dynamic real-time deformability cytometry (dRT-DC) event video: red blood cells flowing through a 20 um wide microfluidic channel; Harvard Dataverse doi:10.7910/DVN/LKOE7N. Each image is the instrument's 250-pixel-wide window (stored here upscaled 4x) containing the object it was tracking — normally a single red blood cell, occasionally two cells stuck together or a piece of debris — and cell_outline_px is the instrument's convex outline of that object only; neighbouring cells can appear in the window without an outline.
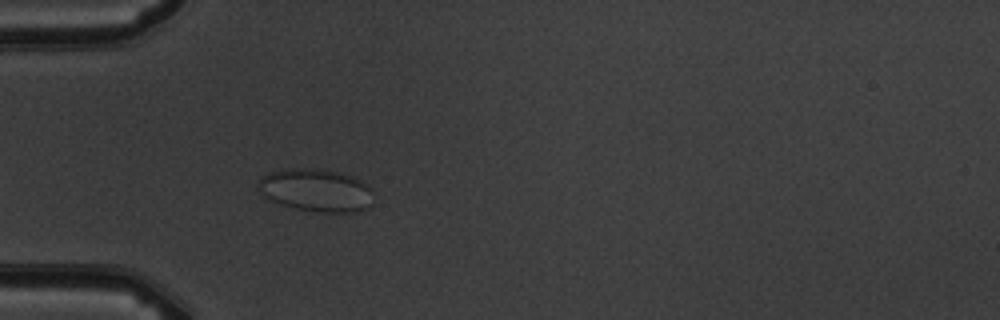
{"species": "common noctule bat (a hibernating species)", "species_latin": "Nyctalus noctula", "temperature_condition": "warm", "stored_images_in_passage": 5, "camera_frame_rate_fps": 3000, "um_per_image_px": 0.085, "animal": {"sex": "male", "body_mass_g": 19.5, "forearm_length_mm": 54.6}, "frame": {"image": 1, "passage_image": 5, "time_ms": 5.333, "image_size_px": [1000, 320], "cell_outline_px": [[372, 208], [356, 212], [320, 212], [296, 208], [272, 200], [264, 196], [260, 192], [260, 176], [268, 172], [300, 168], [316, 168], [336, 172], [352, 176], [360, 180], [372, 188]], "centroid_in_image_um": [26.93, 16.18], "position_along_channel_um": 58.1, "area_um2": 28.55}}